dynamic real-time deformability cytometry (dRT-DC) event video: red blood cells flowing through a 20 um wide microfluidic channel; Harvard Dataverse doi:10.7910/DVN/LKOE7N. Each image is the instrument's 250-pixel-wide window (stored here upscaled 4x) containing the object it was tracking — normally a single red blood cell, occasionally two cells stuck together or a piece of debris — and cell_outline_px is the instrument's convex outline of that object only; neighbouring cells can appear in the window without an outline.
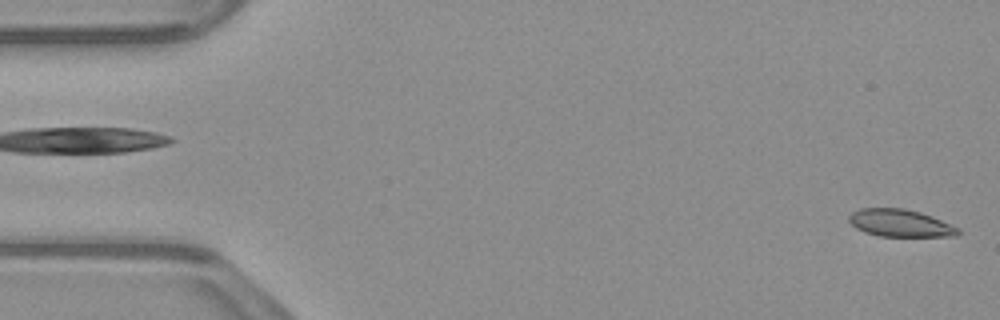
{"species": "common noctule bat (a hibernating species)", "species_latin": "Nyctalus noctula", "temperature_condition": "warm", "stored_images_in_passage": 52, "camera_frame_rate_fps": 3000, "um_per_image_px": 0.085, "animal": {"sex": "male", "body_mass_g": 23.1, "forearm_length_mm": 52.7}, "frame": {"image": 1, "passage_image": 1, "time_ms": 0.0, "image_size_px": [1000, 320], "cell_outline_px": [[960, 232], [956, 236], [880, 236], [864, 232], [856, 228], [848, 220], [848, 216], [852, 212], [860, 208], [904, 208], [920, 212], [932, 216], [960, 228]], "centroid_in_image_um": [76.51, 18.96], "position_along_channel_um": 8.5, "area_um2": 17.46}}
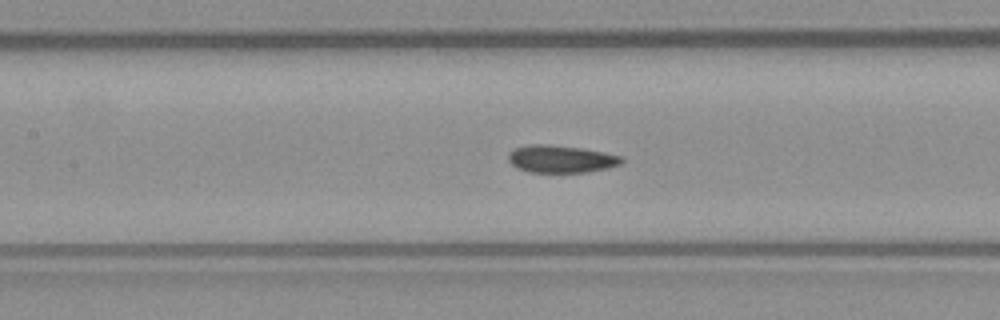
{"frame": {"image": 2, "passage_image": 23, "time_ms": 7.333, "image_size_px": [1000, 320], "cell_outline_px": [[624, 160], [620, 164], [608, 168], [588, 172], [528, 172], [516, 168], [508, 160], [508, 152], [516, 148], [528, 144], [544, 144], [580, 148], [604, 152], [624, 156]], "centroid_in_image_um": [47.68, 13.52], "position_along_channel_um": 159.7, "area_um2": 18.21}}
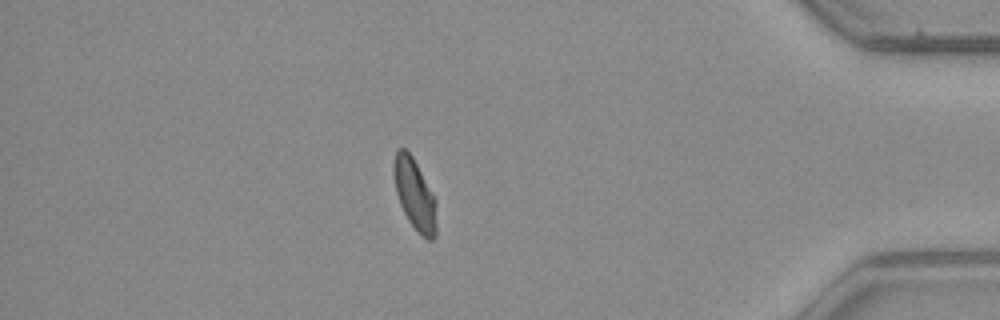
{"frame": {"image": 3, "passage_image": 45, "time_ms": 14.667, "image_size_px": [1000, 320], "cell_outline_px": [[436, 236], [432, 240], [428, 240], [420, 236], [408, 220], [400, 204], [396, 192], [392, 172], [392, 164], [396, 148], [404, 148], [412, 156], [432, 192], [436, 200]], "centroid_in_image_um": [35.23, 16.53], "position_along_channel_um": 400.0, "area_um2": 17.92}, "authors_computed_cell_mechanics": {"area_um2": 18.1203, "velocity_mm_per_s": 3.9044, "shape_relaxation_time_tau1_ms": null, "shape_relaxation_time_tau2_ms": 3.8645, "deformation_change_tau1": null, "deformation_change_tau2": 0.06}}